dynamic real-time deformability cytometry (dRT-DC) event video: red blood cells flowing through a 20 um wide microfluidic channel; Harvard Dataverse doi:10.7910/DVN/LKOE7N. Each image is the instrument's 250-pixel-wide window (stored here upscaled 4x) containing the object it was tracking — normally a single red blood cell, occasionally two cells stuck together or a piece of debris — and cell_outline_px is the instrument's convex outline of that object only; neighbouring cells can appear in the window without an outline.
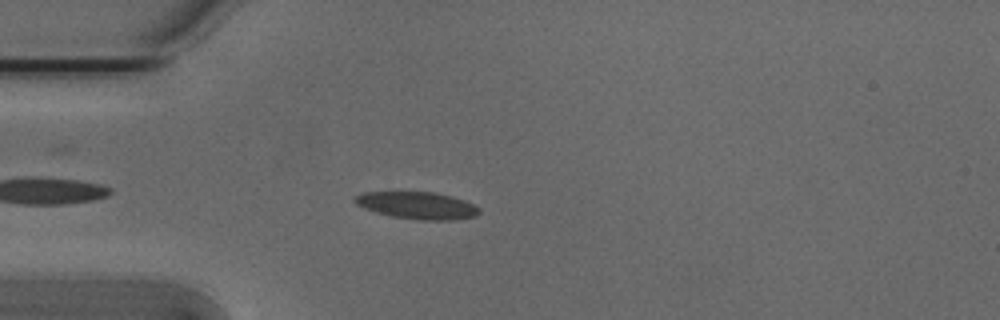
{"species": "Egyptian fruit bat (a non-hibernating species)", "species_latin": "Rousettus aegyptiacus", "temperature_condition": "cold", "stored_images_in_passage": 41, "camera_frame_rate_fps": 3000, "um_per_image_px": 0.085, "animal": {"sex": "male"}, "frame": {"image": 1, "passage_image": 2, "time_ms": 0.333, "image_size_px": [1000, 320], "cell_outline_px": [[480, 212], [476, 216], [452, 220], [416, 220], [392, 216], [376, 212], [364, 208], [356, 204], [352, 200], [356, 196], [364, 192], [432, 192], [452, 196], [464, 200], [480, 208]], "centroid_in_image_um": [35.47, 17.46], "position_along_channel_um": 49.5, "area_um2": 19.65}}
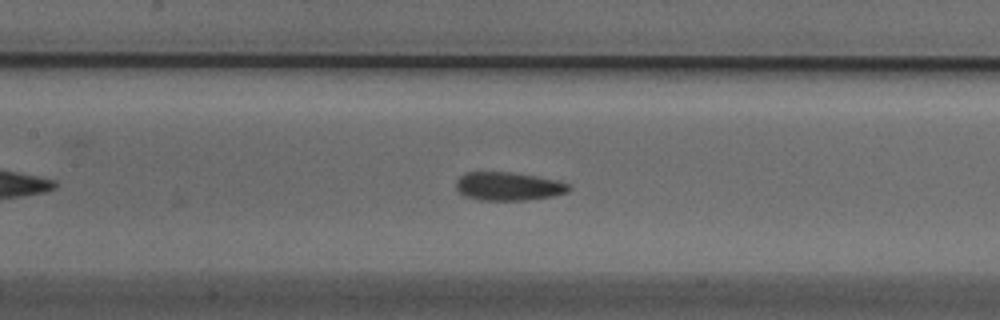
{"frame": {"image": 2, "passage_image": 12, "time_ms": 3.667, "image_size_px": [1000, 320], "cell_outline_px": [[572, 188], [568, 192], [552, 196], [524, 200], [480, 200], [464, 196], [456, 188], [456, 180], [460, 176], [468, 172], [508, 172], [536, 176], [556, 180], [568, 184]], "centroid_in_image_um": [43.2, 15.84], "position_along_channel_um": 164.2, "area_um2": 18.55}}
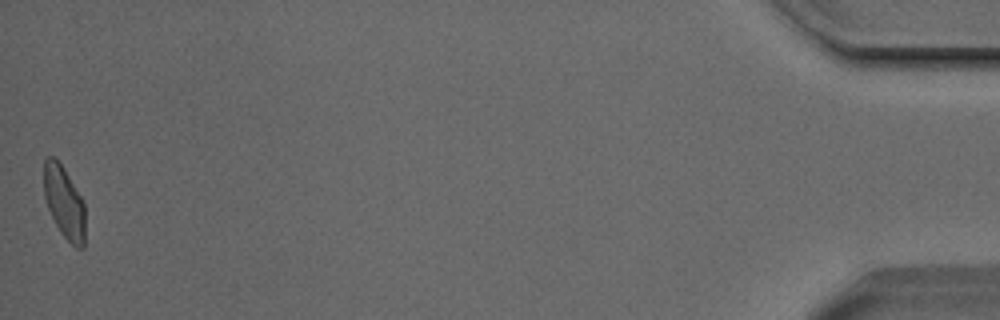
{"frame": {"image": 3, "passage_image": 41, "time_ms": 13.333, "image_size_px": [1000, 320], "cell_outline_px": [[84, 248], [76, 248], [60, 232], [48, 208], [44, 196], [44, 160], [48, 156], [52, 156], [60, 164], [68, 176], [80, 196], [84, 204]], "centroid_in_image_um": [5.44, 17.22], "position_along_channel_um": 429.8, "area_um2": 16.94}, "authors_computed_cell_mechanics": {"area_um2": 18.5538, "velocity_mm_per_s": 3.7889, "shape_relaxation_time_tau1_ms": 3.3961, "shape_relaxation_time_tau2_ms": 1.4525, "deformation_change_tau1": 0.1219, "deformation_change_tau2": 0.0779}}